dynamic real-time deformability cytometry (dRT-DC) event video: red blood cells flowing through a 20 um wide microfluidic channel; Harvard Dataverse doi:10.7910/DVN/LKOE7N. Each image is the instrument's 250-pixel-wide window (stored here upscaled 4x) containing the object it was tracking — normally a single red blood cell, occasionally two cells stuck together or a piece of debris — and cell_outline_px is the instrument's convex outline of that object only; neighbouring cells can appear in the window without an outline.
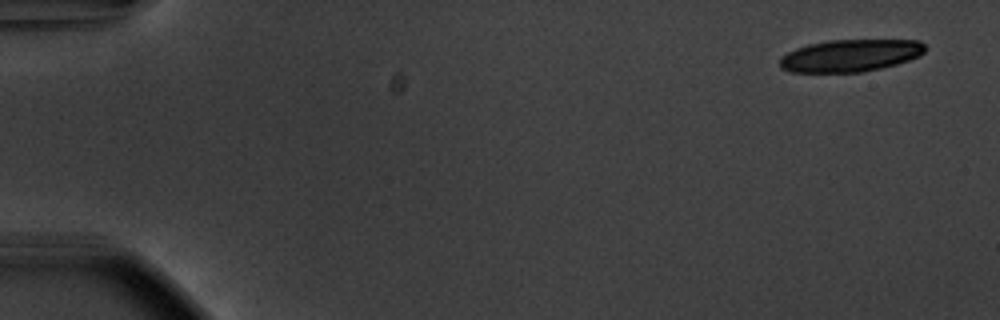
{"species": "common noctule bat (a hibernating species)", "species_latin": "Nyctalus noctula", "temperature_condition": "warm", "stored_images_in_passage": 20, "camera_frame_rate_fps": 3000, "um_per_image_px": 0.085, "animal": {"sex": "male", "body_mass_g": 20.1, "forearm_length_mm": 53.5}, "frame": {"image": 1, "passage_image": 1, "time_ms": 0.0, "image_size_px": [1000, 320], "cell_outline_px": [[928, 48], [920, 56], [896, 64], [880, 68], [860, 72], [792, 72], [780, 68], [780, 56], [796, 48], [808, 44], [828, 40], [920, 40]], "centroid_in_image_um": [72.28, 4.71], "position_along_channel_um": 12.7, "area_um2": 27.4}}